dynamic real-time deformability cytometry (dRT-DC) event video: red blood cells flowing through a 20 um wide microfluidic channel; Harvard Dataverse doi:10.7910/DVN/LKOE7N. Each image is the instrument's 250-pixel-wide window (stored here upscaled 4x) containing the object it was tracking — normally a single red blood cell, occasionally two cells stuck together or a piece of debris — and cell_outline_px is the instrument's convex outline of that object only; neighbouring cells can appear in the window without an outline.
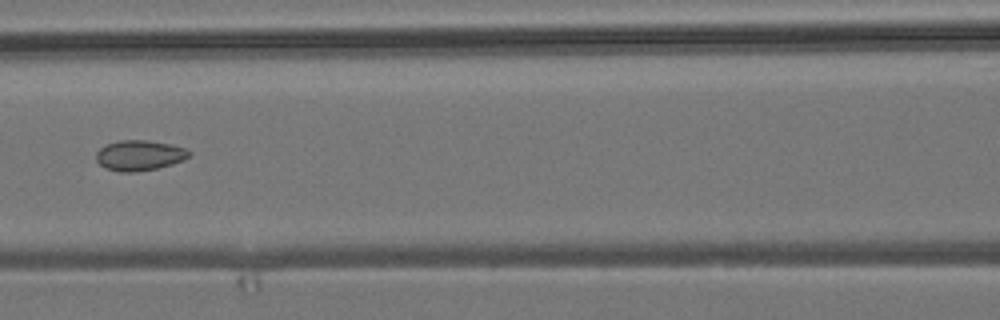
{"species": "common noctule bat (a hibernating species)", "species_latin": "Nyctalus noctula", "temperature_condition": "room temperature", "stored_images_in_passage": 8, "camera_frame_rate_fps": 3000, "um_per_image_px": 0.085, "animal": {"sex": "male", "body_mass_g": 19.2, "forearm_length_mm": 51.8}, "frame": {"image": 1, "passage_image": 7, "time_ms": 7.0, "image_size_px": [1000, 320], "cell_outline_px": [[192, 152], [184, 160], [172, 164], [156, 168], [136, 172], [120, 172], [104, 168], [96, 160], [96, 152], [100, 148], [108, 144], [120, 140], [144, 140], [172, 144], [184, 148]], "centroid_in_image_um": [11.84, 13.21], "position_along_channel_um": 154.8, "area_um2": 16.42}}
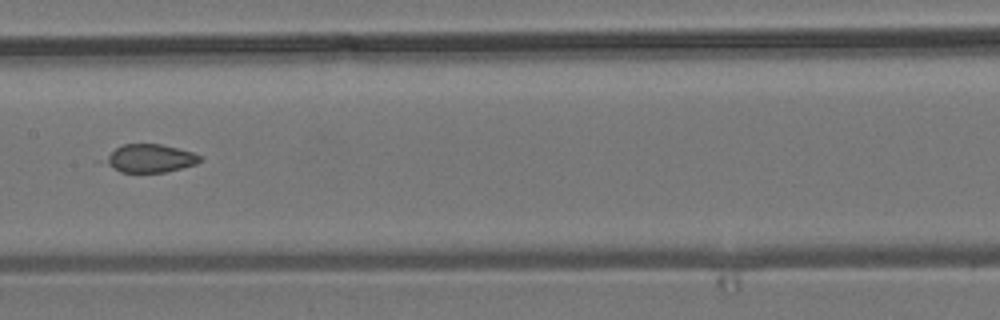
{"frame": {"image": 2, "passage_image": 8, "time_ms": 8.0, "image_size_px": [1000, 320], "cell_outline_px": [[204, 156], [196, 164], [164, 172], [120, 172], [96, 160], [116, 148], [124, 144], [160, 144], [192, 152]], "centroid_in_image_um": [12.64, 13.46], "position_along_channel_um": 194.8, "area_um2": 15.84}}